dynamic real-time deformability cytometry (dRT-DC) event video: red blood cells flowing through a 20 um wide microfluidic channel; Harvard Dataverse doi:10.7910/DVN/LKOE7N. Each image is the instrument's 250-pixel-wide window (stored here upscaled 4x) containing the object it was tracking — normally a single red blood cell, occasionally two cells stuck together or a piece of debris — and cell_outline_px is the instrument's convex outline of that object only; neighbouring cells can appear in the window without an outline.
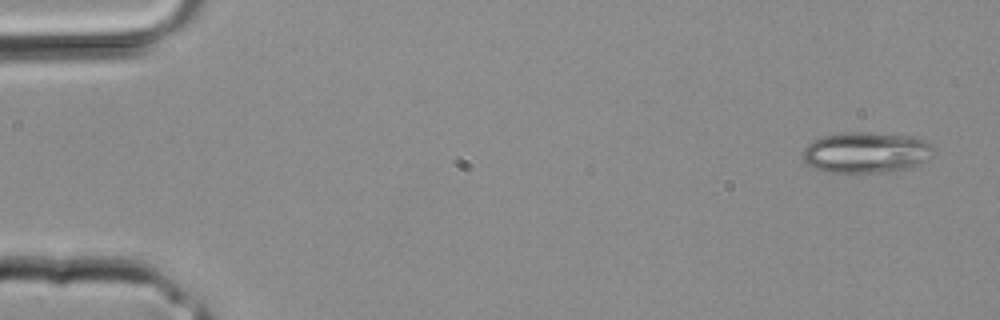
{"species": "common noctule bat (a hibernating species)", "species_latin": "Nyctalus noctula", "temperature_condition": "room temperature", "stored_images_in_passage": 4, "camera_frame_rate_fps": 3000, "um_per_image_px": 0.085, "animal": {"sex": "male", "body_mass_g": 20.4}, "frame": {"image": 1, "passage_image": 1, "time_ms": 0.0, "image_size_px": [1000, 320], "cell_outline_px": [[936, 152], [928, 160], [920, 164], [908, 168], [892, 172], [824, 172], [812, 168], [804, 160], [804, 148], [812, 140], [820, 136], [844, 132], [868, 132], [912, 136], [924, 140], [936, 148]], "centroid_in_image_um": [73.65, 12.96], "position_along_channel_um": 11.3, "area_um2": 31.67}}